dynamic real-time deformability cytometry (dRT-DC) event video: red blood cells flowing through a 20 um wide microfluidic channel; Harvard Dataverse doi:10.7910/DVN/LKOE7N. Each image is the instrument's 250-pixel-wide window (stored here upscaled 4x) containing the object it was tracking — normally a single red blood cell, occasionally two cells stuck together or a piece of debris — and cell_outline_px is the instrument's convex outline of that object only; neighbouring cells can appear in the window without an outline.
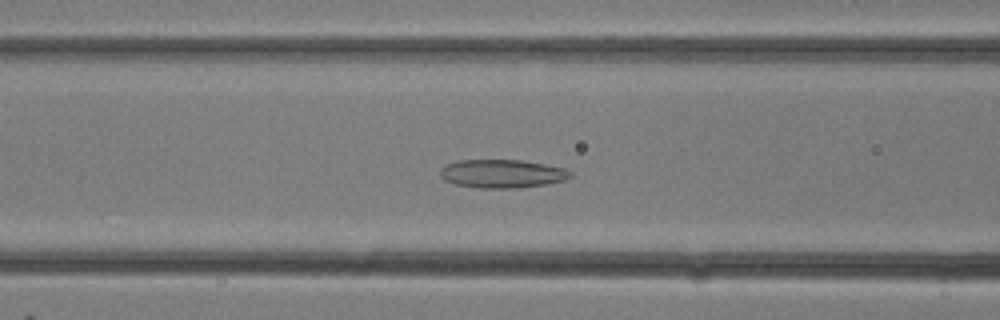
{"species": "common noctule bat (a hibernating species)", "species_latin": "Nyctalus noctula", "temperature_condition": "room temperature", "stored_images_in_passage": 21, "camera_frame_rate_fps": 3000, "um_per_image_px": 0.085, "animal": {"sex": "female"}, "frame": {"image": 1, "passage_image": 13, "time_ms": 4.0, "image_size_px": [1000, 320], "cell_outline_px": [[572, 176], [568, 180], [548, 184], [516, 188], [480, 188], [456, 184], [444, 180], [440, 176], [440, 168], [444, 164], [460, 160], [520, 160], [544, 164], [564, 168], [572, 172]], "centroid_in_image_um": [42.69, 14.76], "position_along_channel_um": 123.9, "area_um2": 21.73}}
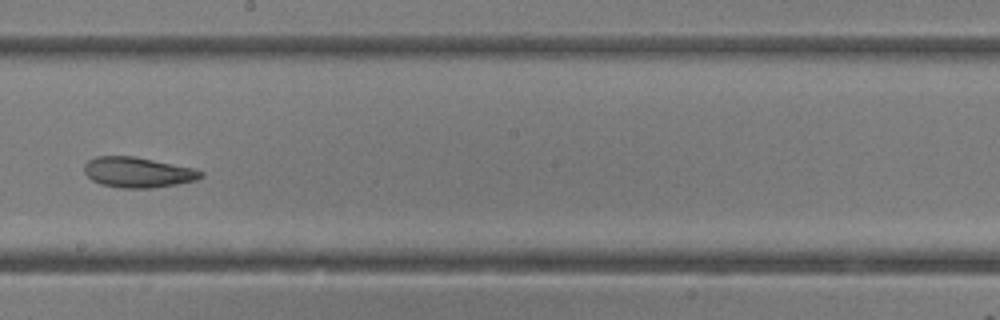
{"frame": {"image": 2, "passage_image": 18, "time_ms": 5.667, "image_size_px": [1000, 320], "cell_outline_px": [[204, 176], [196, 180], [176, 184], [152, 188], [120, 188], [100, 184], [92, 180], [84, 172], [84, 164], [88, 160], [96, 156], [136, 156], [192, 168], [204, 172]], "centroid_in_image_um": [11.7, 14.64], "position_along_channel_um": 236.5, "area_um2": 20.69}}
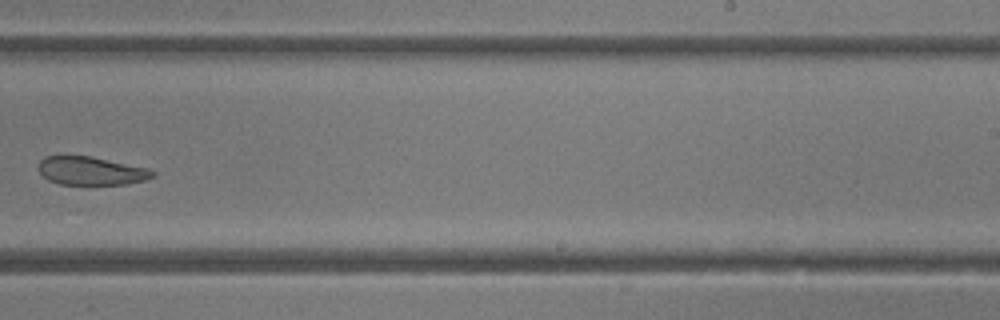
{"frame": {"image": 3, "passage_image": 20, "time_ms": 6.333, "image_size_px": [1000, 320], "cell_outline_px": [[156, 176], [144, 180], [124, 184], [60, 184], [48, 180], [40, 172], [40, 160], [44, 156], [88, 156], [148, 168], [156, 172]], "centroid_in_image_um": [7.76, 14.53], "position_along_channel_um": 281.2, "area_um2": 18.55}}